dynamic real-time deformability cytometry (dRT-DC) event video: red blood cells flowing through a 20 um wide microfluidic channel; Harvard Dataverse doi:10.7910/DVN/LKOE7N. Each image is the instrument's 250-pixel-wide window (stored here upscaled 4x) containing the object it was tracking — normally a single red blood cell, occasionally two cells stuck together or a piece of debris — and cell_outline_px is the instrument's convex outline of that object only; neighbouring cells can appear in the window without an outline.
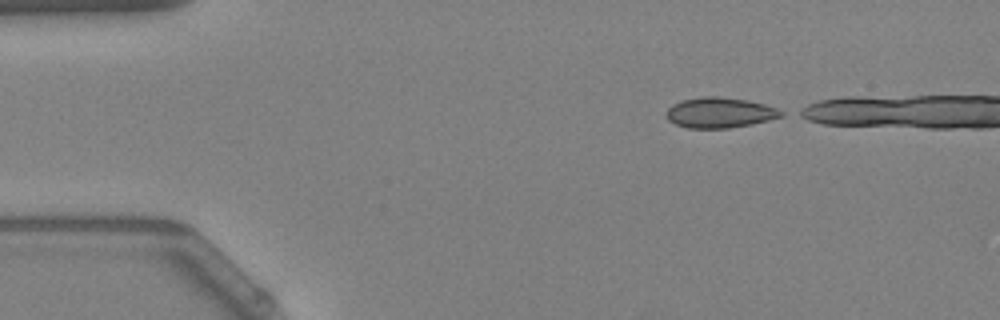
{"species": "Egyptian fruit bat (a non-hibernating species)", "species_latin": "Rousettus aegyptiacus", "temperature_condition": "warm", "stored_images_in_passage": 36, "camera_frame_rate_fps": 3000, "um_per_image_px": 0.085, "animal": {"sex": "female"}, "frame": {"image": 1, "passage_image": 1, "time_ms": 0.0, "image_size_px": [1000, 320], "cell_outline_px": [[784, 116], [752, 124], [728, 128], [688, 128], [676, 124], [668, 120], [668, 108], [672, 104], [684, 100], [700, 96], [716, 96], [748, 100], [764, 104], [776, 108], [784, 112]], "centroid_in_image_um": [61.2, 9.57], "position_along_channel_um": 23.8, "area_um2": 20.23}}
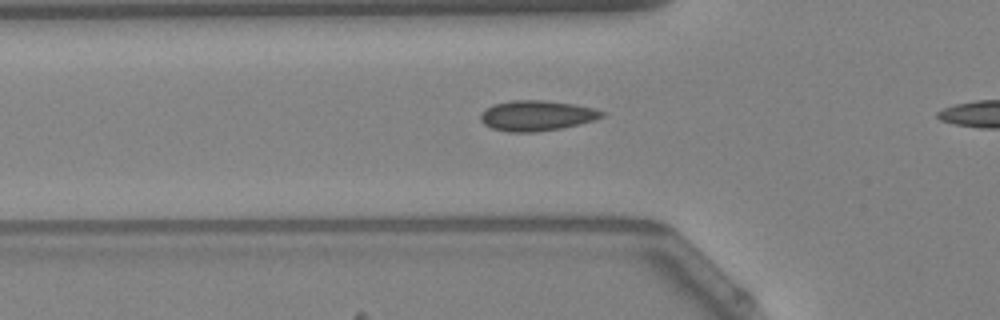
{"frame": {"image": 2, "passage_image": 11, "time_ms": 3.333, "image_size_px": [1000, 320], "cell_outline_px": [[604, 116], [596, 120], [580, 124], [560, 128], [536, 132], [508, 132], [492, 128], [484, 124], [480, 120], [480, 112], [492, 104], [512, 100], [544, 100], [576, 104], [596, 108], [604, 112]], "centroid_in_image_um": [45.62, 9.82], "position_along_channel_um": 80.2, "area_um2": 21.73}}
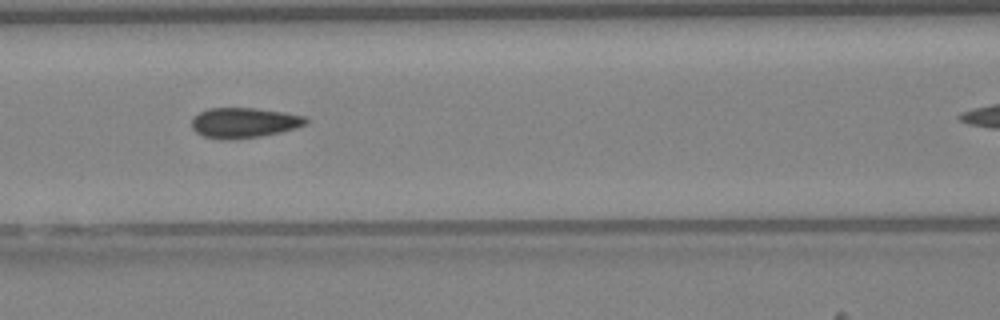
{"frame": {"image": 3, "passage_image": 16, "time_ms": 5.0, "image_size_px": [1000, 320], "cell_outline_px": [[308, 124], [296, 128], [280, 132], [260, 136], [232, 140], [224, 140], [204, 136], [196, 132], [192, 128], [192, 120], [200, 112], [208, 108], [256, 108], [284, 112], [304, 116], [308, 120]], "centroid_in_image_um": [20.76, 10.43], "position_along_channel_um": 145.8, "area_um2": 20.11}}